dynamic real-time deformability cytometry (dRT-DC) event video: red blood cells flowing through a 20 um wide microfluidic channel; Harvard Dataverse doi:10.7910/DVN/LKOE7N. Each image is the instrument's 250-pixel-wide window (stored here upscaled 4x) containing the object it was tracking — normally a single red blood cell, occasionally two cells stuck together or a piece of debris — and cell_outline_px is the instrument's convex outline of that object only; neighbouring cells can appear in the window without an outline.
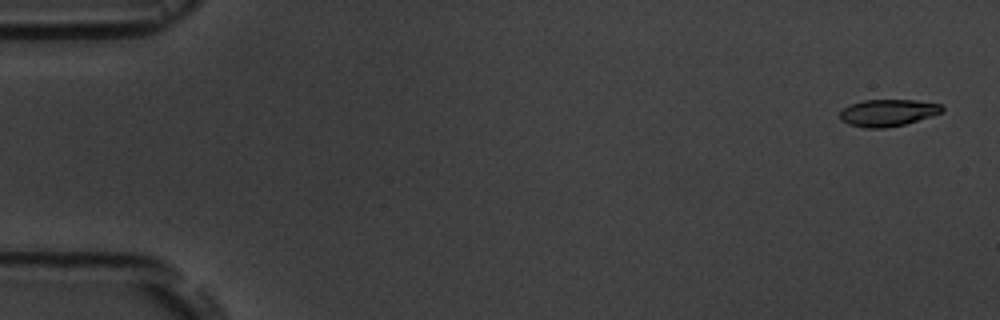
{"species": "common noctule bat (a hibernating species)", "species_latin": "Nyctalus noctula", "temperature_condition": "room temperature", "stored_images_in_passage": 7, "camera_frame_rate_fps": 3000, "um_per_image_px": 0.085, "animal": {"sex": "male", "body_mass_g": 19.5, "forearm_length_mm": 54.6}, "frame": {"image": 1, "passage_image": 1, "time_ms": 0.0, "image_size_px": [1000, 320], "cell_outline_px": [[944, 112], [904, 124], [884, 128], [864, 128], [848, 124], [840, 120], [840, 112], [844, 108], [852, 104], [864, 100], [916, 100], [940, 104], [944, 108]], "centroid_in_image_um": [75.47, 9.58], "position_along_channel_um": 9.5, "area_um2": 15.95}}
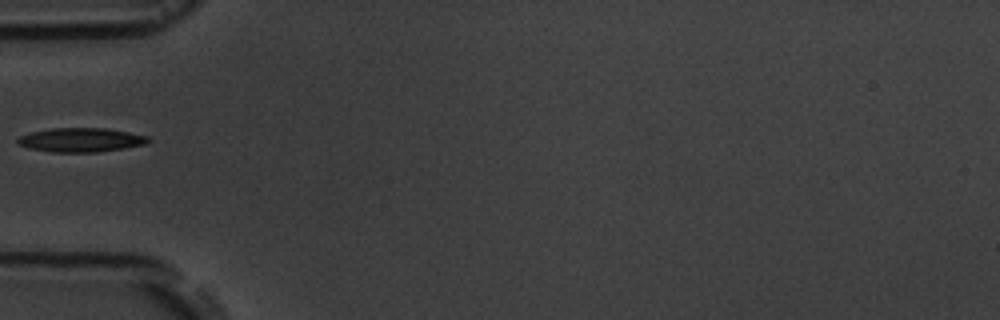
{"frame": {"image": 2, "passage_image": 6, "time_ms": 5.667, "image_size_px": [1000, 320], "cell_outline_px": [[148, 140], [144, 144], [124, 148], [96, 152], [52, 152], [28, 148], [16, 144], [16, 140], [20, 136], [32, 132], [52, 128], [108, 128], [148, 136]], "centroid_in_image_um": [6.83, 11.89], "position_along_channel_um": 78.2, "area_um2": 18.21}}
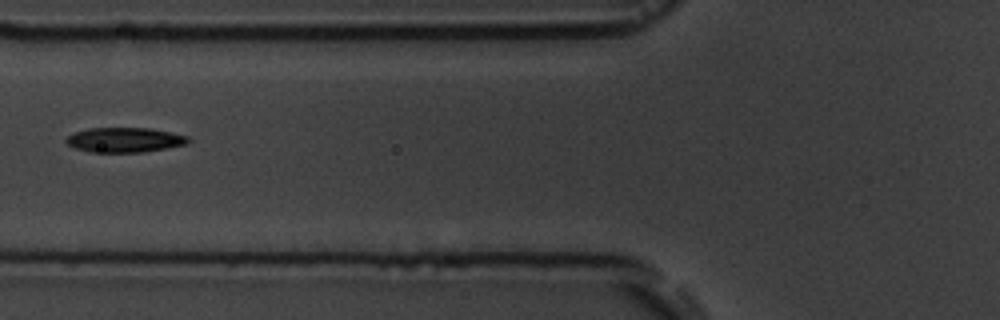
{"frame": {"image": 3, "passage_image": 7, "time_ms": 6.667, "image_size_px": [1000, 320], "cell_outline_px": [[192, 140], [188, 144], [140, 152], [92, 152], [76, 148], [68, 144], [64, 140], [68, 136], [76, 132], [88, 128], [152, 128], [188, 136]], "centroid_in_image_um": [10.62, 11.88], "position_along_channel_um": 115.2, "area_um2": 17.51}}